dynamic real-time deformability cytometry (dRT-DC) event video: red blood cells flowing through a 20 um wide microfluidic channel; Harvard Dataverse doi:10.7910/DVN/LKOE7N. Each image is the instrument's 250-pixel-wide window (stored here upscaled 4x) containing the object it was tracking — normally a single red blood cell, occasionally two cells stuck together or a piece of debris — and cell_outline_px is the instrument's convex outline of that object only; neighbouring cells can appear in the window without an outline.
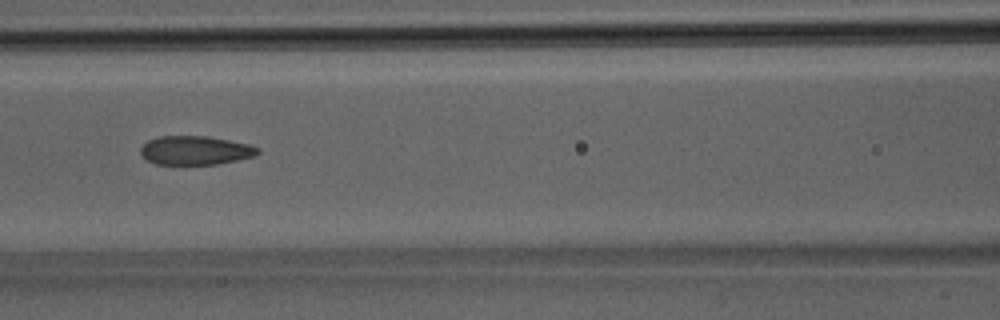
{"species": "Egyptian fruit bat (a non-hibernating species)", "species_latin": "Rousettus aegyptiacus", "temperature_condition": "room temperature", "stored_images_in_passage": 39, "camera_frame_rate_fps": 3000, "um_per_image_px": 0.085, "animal": {"sex": "male"}, "frame": {"image": 1, "passage_image": 17, "time_ms": 5.333, "image_size_px": [1000, 320], "cell_outline_px": [[260, 152], [256, 156], [216, 164], [156, 164], [140, 156], [140, 148], [148, 140], [160, 136], [208, 136], [248, 144], [260, 148]], "centroid_in_image_um": [16.6, 12.78], "position_along_channel_um": 150.0, "area_um2": 19.71}}
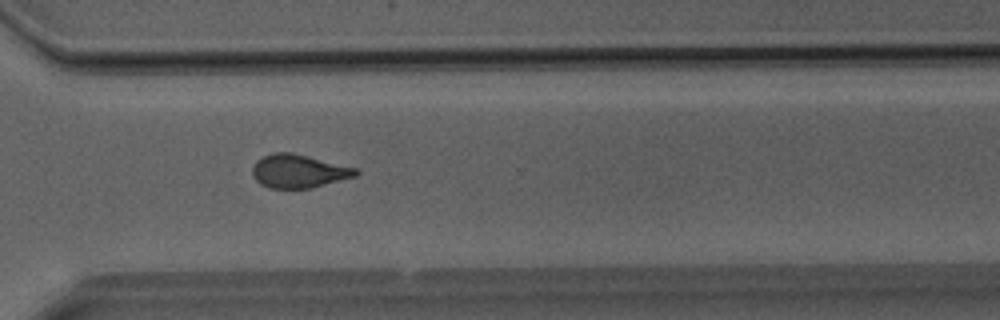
{"frame": {"image": 2, "passage_image": 28, "time_ms": 9.0, "image_size_px": [1000, 320], "cell_outline_px": [[360, 172], [356, 176], [312, 188], [268, 188], [260, 184], [256, 180], [252, 172], [252, 168], [256, 160], [272, 152], [292, 152], [356, 168]], "centroid_in_image_um": [25.37, 14.55], "position_along_channel_um": 345.2, "area_um2": 20.11}}
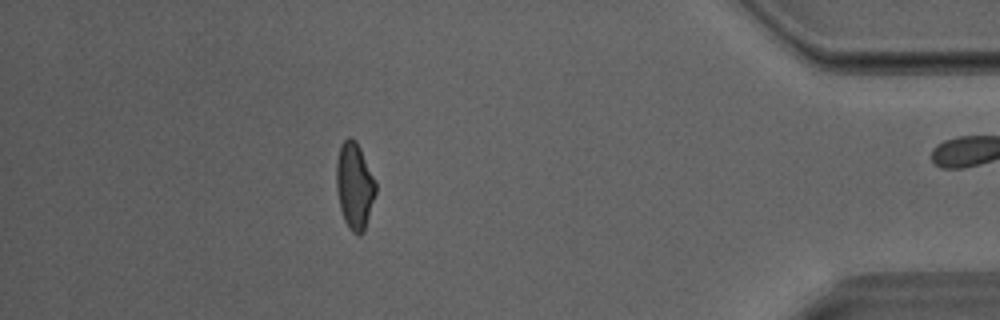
{"frame": {"image": 3, "passage_image": 34, "time_ms": 11.0, "image_size_px": [1000, 320], "cell_outline_px": [[376, 192], [364, 232], [360, 236], [352, 232], [348, 228], [344, 220], [340, 208], [336, 188], [336, 164], [340, 144], [348, 136], [352, 136], [356, 140], [376, 180]], "centroid_in_image_um": [30.13, 15.78], "position_along_channel_um": 405.1, "area_um2": 20.11}}